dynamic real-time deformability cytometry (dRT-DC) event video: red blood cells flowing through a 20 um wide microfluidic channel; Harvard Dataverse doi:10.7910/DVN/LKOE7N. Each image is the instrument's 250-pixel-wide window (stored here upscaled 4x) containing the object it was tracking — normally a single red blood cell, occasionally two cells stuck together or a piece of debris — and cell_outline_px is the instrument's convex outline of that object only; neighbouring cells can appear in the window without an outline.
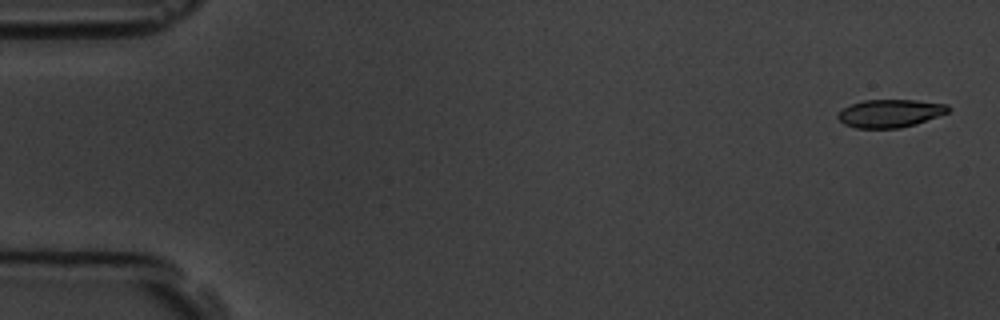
{"species": "common noctule bat (a hibernating species)", "species_latin": "Nyctalus noctula", "temperature_condition": "room temperature", "stored_images_in_passage": 4, "camera_frame_rate_fps": 3000, "um_per_image_px": 0.085, "animal": {"sex": "male", "body_mass_g": 19.5, "forearm_length_mm": 54.6}, "frame": {"image": 1, "passage_image": 1, "time_ms": 0.0, "image_size_px": [1000, 320], "cell_outline_px": [[952, 108], [948, 112], [916, 124], [900, 128], [856, 128], [844, 124], [836, 116], [844, 108], [852, 104], [864, 100], [916, 100], [948, 104]], "centroid_in_image_um": [75.68, 9.63], "position_along_channel_um": 9.3, "area_um2": 17.92}}